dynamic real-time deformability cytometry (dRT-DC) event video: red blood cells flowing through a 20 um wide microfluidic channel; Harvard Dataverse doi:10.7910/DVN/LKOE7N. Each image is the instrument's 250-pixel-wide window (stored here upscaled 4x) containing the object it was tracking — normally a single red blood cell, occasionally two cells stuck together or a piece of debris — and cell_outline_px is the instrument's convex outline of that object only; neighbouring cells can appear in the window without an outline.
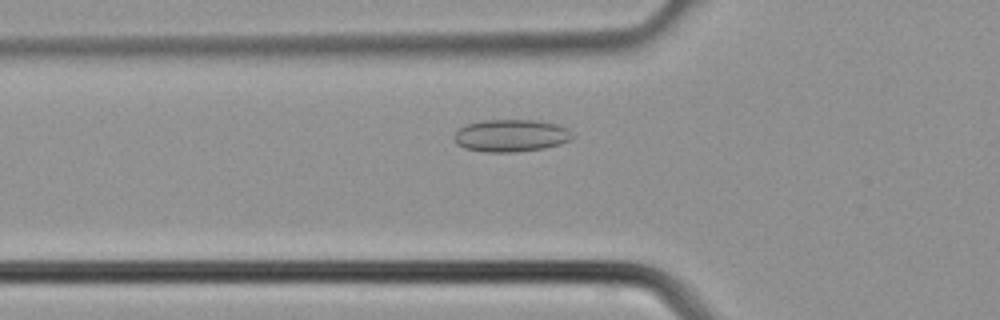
{"species": "common noctule bat (a hibernating species)", "species_latin": "Nyctalus noctula", "temperature_condition": "cold", "stored_images_in_passage": 5, "camera_frame_rate_fps": 3000, "um_per_image_px": 0.085, "animal": {"sex": "male", "body_mass_g": 21.5, "forearm_length_mm": 52.0}, "frame": {"image": 1, "passage_image": 5, "time_ms": 1.333, "image_size_px": [1000, 320], "cell_outline_px": [[572, 140], [560, 144], [544, 148], [516, 152], [484, 152], [464, 148], [456, 144], [452, 136], [460, 128], [468, 124], [484, 120], [536, 120], [556, 124], [568, 128], [572, 132]], "centroid_in_image_um": [43.43, 11.53], "position_along_channel_um": 82.4, "area_um2": 22.43}}